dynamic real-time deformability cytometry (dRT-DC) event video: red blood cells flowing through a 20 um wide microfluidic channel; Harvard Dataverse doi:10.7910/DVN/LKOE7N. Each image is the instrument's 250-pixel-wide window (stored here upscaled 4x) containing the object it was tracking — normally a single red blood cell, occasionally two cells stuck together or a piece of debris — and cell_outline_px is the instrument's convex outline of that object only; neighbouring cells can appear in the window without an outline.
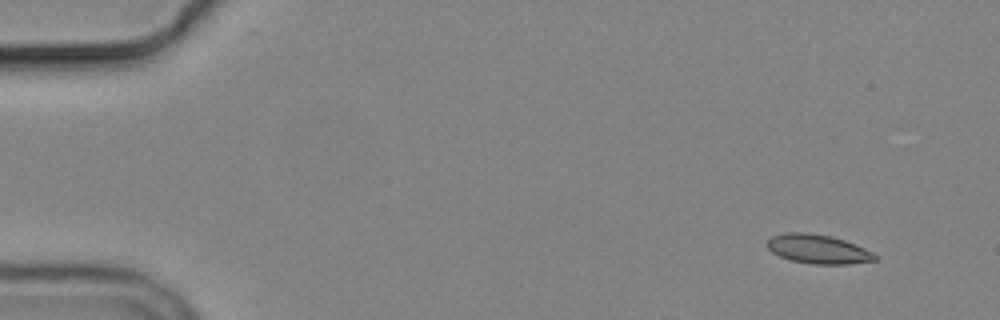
{"species": "common noctule bat (a hibernating species)", "species_latin": "Nyctalus noctula", "temperature_condition": "cold", "stored_images_in_passage": 7, "camera_frame_rate_fps": 3000, "um_per_image_px": 0.085, "animal": {"sex": "male", "body_mass_g": 19.2, "forearm_length_mm": 51.8}, "frame": {"image": 1, "passage_image": 1, "time_ms": 0.0, "image_size_px": [1000, 320], "cell_outline_px": [[876, 260], [848, 264], [812, 264], [792, 260], [780, 256], [772, 252], [764, 244], [772, 236], [784, 232], [808, 232], [832, 236], [844, 240], [864, 248], [872, 252], [876, 256]], "centroid_in_image_um": [69.49, 21.16], "position_along_channel_um": 15.5, "area_um2": 18.26}}
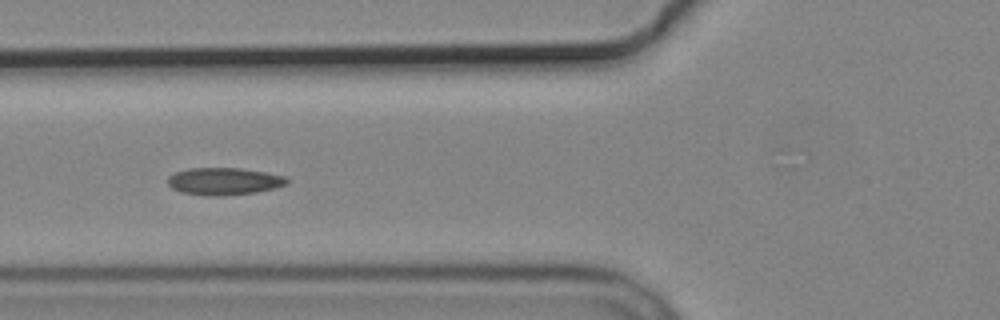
{"frame": {"image": 2, "passage_image": 6, "time_ms": 5.667, "image_size_px": [1000, 320], "cell_outline_px": [[288, 184], [276, 188], [256, 192], [224, 196], [212, 196], [180, 192], [172, 188], [168, 184], [168, 176], [176, 172], [188, 168], [240, 168], [264, 172], [284, 176], [288, 180]], "centroid_in_image_um": [19.04, 15.41], "position_along_channel_um": 106.8, "area_um2": 18.96}}
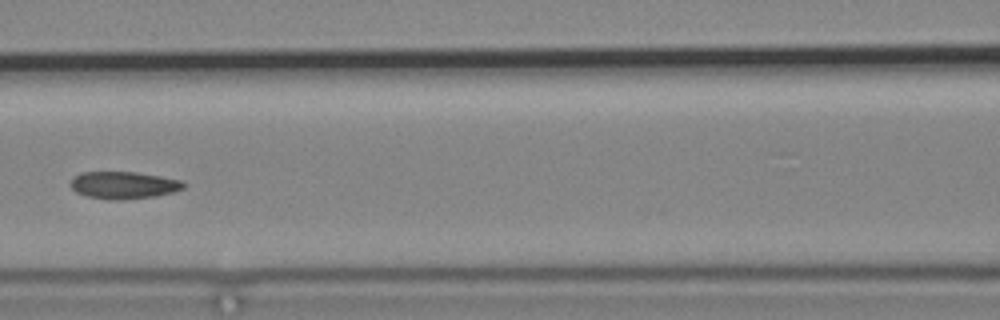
{"frame": {"image": 3, "passage_image": 7, "time_ms": 7.0, "image_size_px": [1000, 320], "cell_outline_px": [[188, 184], [184, 188], [172, 192], [156, 196], [112, 200], [108, 200], [88, 196], [76, 192], [72, 188], [72, 180], [80, 172], [136, 172], [160, 176], [180, 180]], "centroid_in_image_um": [10.54, 15.73], "position_along_channel_um": 156.1, "area_um2": 17.74}}